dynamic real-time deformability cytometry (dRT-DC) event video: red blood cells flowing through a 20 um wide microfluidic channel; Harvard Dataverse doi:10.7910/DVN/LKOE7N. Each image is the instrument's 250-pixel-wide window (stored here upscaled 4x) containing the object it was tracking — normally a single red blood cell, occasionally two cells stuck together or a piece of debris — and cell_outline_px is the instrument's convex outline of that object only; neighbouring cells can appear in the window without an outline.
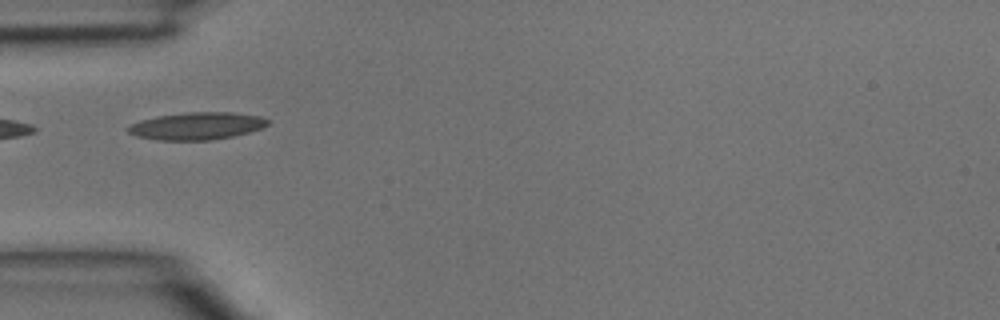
{"species": "common noctule bat (a hibernating species)", "species_latin": "Nyctalus noctula", "temperature_condition": "room temperature", "stored_images_in_passage": 4, "camera_frame_rate_fps": 3000, "um_per_image_px": 0.085, "animal": {"sex": "male", "body_mass_g": 15.6}, "frame": {"image": 1, "passage_image": 4, "time_ms": 1.0, "image_size_px": [1000, 320], "cell_outline_px": [[268, 124], [264, 128], [232, 136], [212, 140], [156, 140], [136, 136], [128, 132], [124, 128], [140, 120], [156, 116], [188, 112], [232, 112], [260, 116], [268, 120]], "centroid_in_image_um": [16.7, 10.71], "position_along_channel_um": 68.3, "area_um2": 22.37}}